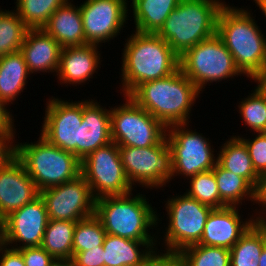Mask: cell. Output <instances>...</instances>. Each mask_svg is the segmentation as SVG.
I'll list each match as a JSON object with an SVG mask.
<instances>
[{"label":"cell","instance_id":"1","mask_svg":"<svg viewBox=\"0 0 266 266\" xmlns=\"http://www.w3.org/2000/svg\"><path fill=\"white\" fill-rule=\"evenodd\" d=\"M123 44L121 82L123 95L138 85L170 76L180 68V57L154 33L134 31Z\"/></svg>","mask_w":266,"mask_h":266},{"label":"cell","instance_id":"2","mask_svg":"<svg viewBox=\"0 0 266 266\" xmlns=\"http://www.w3.org/2000/svg\"><path fill=\"white\" fill-rule=\"evenodd\" d=\"M248 9L223 5L217 17L216 34L243 76L253 82L266 63V36Z\"/></svg>","mask_w":266,"mask_h":266},{"label":"cell","instance_id":"3","mask_svg":"<svg viewBox=\"0 0 266 266\" xmlns=\"http://www.w3.org/2000/svg\"><path fill=\"white\" fill-rule=\"evenodd\" d=\"M200 94L179 68L168 77L138 85L128 96L167 128L189 124L191 109Z\"/></svg>","mask_w":266,"mask_h":266},{"label":"cell","instance_id":"4","mask_svg":"<svg viewBox=\"0 0 266 266\" xmlns=\"http://www.w3.org/2000/svg\"><path fill=\"white\" fill-rule=\"evenodd\" d=\"M133 193L95 200L94 214L100 219L106 234L137 241H158V235L151 234L149 229L157 230L163 218L149 204L146 195Z\"/></svg>","mask_w":266,"mask_h":266},{"label":"cell","instance_id":"5","mask_svg":"<svg viewBox=\"0 0 266 266\" xmlns=\"http://www.w3.org/2000/svg\"><path fill=\"white\" fill-rule=\"evenodd\" d=\"M224 0H181L156 33L180 57L188 49L216 34Z\"/></svg>","mask_w":266,"mask_h":266},{"label":"cell","instance_id":"6","mask_svg":"<svg viewBox=\"0 0 266 266\" xmlns=\"http://www.w3.org/2000/svg\"><path fill=\"white\" fill-rule=\"evenodd\" d=\"M16 157L39 191L61 185L81 175V161L73 153L50 144L40 134L36 142L17 141Z\"/></svg>","mask_w":266,"mask_h":266},{"label":"cell","instance_id":"7","mask_svg":"<svg viewBox=\"0 0 266 266\" xmlns=\"http://www.w3.org/2000/svg\"><path fill=\"white\" fill-rule=\"evenodd\" d=\"M180 69L203 92L206 84L243 75L222 39L214 36L201 41L180 56Z\"/></svg>","mask_w":266,"mask_h":266},{"label":"cell","instance_id":"8","mask_svg":"<svg viewBox=\"0 0 266 266\" xmlns=\"http://www.w3.org/2000/svg\"><path fill=\"white\" fill-rule=\"evenodd\" d=\"M164 207L167 212L168 223L162 239L164 249L175 250L178 253L185 247L197 244L203 234L206 220L212 207L200 203L198 200L184 194L172 195L166 198Z\"/></svg>","mask_w":266,"mask_h":266},{"label":"cell","instance_id":"9","mask_svg":"<svg viewBox=\"0 0 266 266\" xmlns=\"http://www.w3.org/2000/svg\"><path fill=\"white\" fill-rule=\"evenodd\" d=\"M123 97L125 103L111 106V140L127 147L157 145L166 136L167 128L131 97Z\"/></svg>","mask_w":266,"mask_h":266},{"label":"cell","instance_id":"10","mask_svg":"<svg viewBox=\"0 0 266 266\" xmlns=\"http://www.w3.org/2000/svg\"><path fill=\"white\" fill-rule=\"evenodd\" d=\"M190 124H176L167 127L166 140L171 150L172 176L188 179L198 173L212 170L217 163L213 145ZM212 147V148H211ZM215 155V156H214Z\"/></svg>","mask_w":266,"mask_h":266},{"label":"cell","instance_id":"11","mask_svg":"<svg viewBox=\"0 0 266 266\" xmlns=\"http://www.w3.org/2000/svg\"><path fill=\"white\" fill-rule=\"evenodd\" d=\"M125 174L132 187L160 189L172 181V158L166 137L151 147L119 146Z\"/></svg>","mask_w":266,"mask_h":266},{"label":"cell","instance_id":"12","mask_svg":"<svg viewBox=\"0 0 266 266\" xmlns=\"http://www.w3.org/2000/svg\"><path fill=\"white\" fill-rule=\"evenodd\" d=\"M81 175L90 186L95 200L136 191L125 174L119 146L113 141L81 161Z\"/></svg>","mask_w":266,"mask_h":266},{"label":"cell","instance_id":"13","mask_svg":"<svg viewBox=\"0 0 266 266\" xmlns=\"http://www.w3.org/2000/svg\"><path fill=\"white\" fill-rule=\"evenodd\" d=\"M50 97L40 135L50 144L73 153L78 158V134L82 123L83 100L70 101Z\"/></svg>","mask_w":266,"mask_h":266},{"label":"cell","instance_id":"14","mask_svg":"<svg viewBox=\"0 0 266 266\" xmlns=\"http://www.w3.org/2000/svg\"><path fill=\"white\" fill-rule=\"evenodd\" d=\"M86 44L101 46L128 24V0H85L80 5Z\"/></svg>","mask_w":266,"mask_h":266},{"label":"cell","instance_id":"15","mask_svg":"<svg viewBox=\"0 0 266 266\" xmlns=\"http://www.w3.org/2000/svg\"><path fill=\"white\" fill-rule=\"evenodd\" d=\"M49 219L79 221L95 213V199L82 175L40 191Z\"/></svg>","mask_w":266,"mask_h":266},{"label":"cell","instance_id":"16","mask_svg":"<svg viewBox=\"0 0 266 266\" xmlns=\"http://www.w3.org/2000/svg\"><path fill=\"white\" fill-rule=\"evenodd\" d=\"M48 222L45 203L39 196L5 217L6 246L13 249L41 246Z\"/></svg>","mask_w":266,"mask_h":266},{"label":"cell","instance_id":"17","mask_svg":"<svg viewBox=\"0 0 266 266\" xmlns=\"http://www.w3.org/2000/svg\"><path fill=\"white\" fill-rule=\"evenodd\" d=\"M239 212V207L234 206L213 208L207 217L202 237L197 244L230 250L256 221L253 213L250 218L243 221V215Z\"/></svg>","mask_w":266,"mask_h":266},{"label":"cell","instance_id":"18","mask_svg":"<svg viewBox=\"0 0 266 266\" xmlns=\"http://www.w3.org/2000/svg\"><path fill=\"white\" fill-rule=\"evenodd\" d=\"M39 196L40 191L16 156L0 167L1 217L5 218Z\"/></svg>","mask_w":266,"mask_h":266},{"label":"cell","instance_id":"19","mask_svg":"<svg viewBox=\"0 0 266 266\" xmlns=\"http://www.w3.org/2000/svg\"><path fill=\"white\" fill-rule=\"evenodd\" d=\"M100 47L94 44L62 48L57 74L59 84L84 85L101 68ZM97 70V71H96Z\"/></svg>","mask_w":266,"mask_h":266},{"label":"cell","instance_id":"20","mask_svg":"<svg viewBox=\"0 0 266 266\" xmlns=\"http://www.w3.org/2000/svg\"><path fill=\"white\" fill-rule=\"evenodd\" d=\"M94 98L83 100L82 123L78 134V159L82 161L99 147L112 142L110 112Z\"/></svg>","mask_w":266,"mask_h":266},{"label":"cell","instance_id":"21","mask_svg":"<svg viewBox=\"0 0 266 266\" xmlns=\"http://www.w3.org/2000/svg\"><path fill=\"white\" fill-rule=\"evenodd\" d=\"M61 50L60 44L43 28L28 29L20 48L30 74H57Z\"/></svg>","mask_w":266,"mask_h":266},{"label":"cell","instance_id":"22","mask_svg":"<svg viewBox=\"0 0 266 266\" xmlns=\"http://www.w3.org/2000/svg\"><path fill=\"white\" fill-rule=\"evenodd\" d=\"M71 1L61 5L43 27L62 48L86 45L80 6Z\"/></svg>","mask_w":266,"mask_h":266},{"label":"cell","instance_id":"23","mask_svg":"<svg viewBox=\"0 0 266 266\" xmlns=\"http://www.w3.org/2000/svg\"><path fill=\"white\" fill-rule=\"evenodd\" d=\"M157 243L160 245L158 241H137L106 234L103 240L105 266H136Z\"/></svg>","mask_w":266,"mask_h":266},{"label":"cell","instance_id":"24","mask_svg":"<svg viewBox=\"0 0 266 266\" xmlns=\"http://www.w3.org/2000/svg\"><path fill=\"white\" fill-rule=\"evenodd\" d=\"M30 75L20 51L0 56V99L7 106L22 95Z\"/></svg>","mask_w":266,"mask_h":266},{"label":"cell","instance_id":"25","mask_svg":"<svg viewBox=\"0 0 266 266\" xmlns=\"http://www.w3.org/2000/svg\"><path fill=\"white\" fill-rule=\"evenodd\" d=\"M217 153V163L225 170L246 178L258 191L262 178L253 168L245 143L236 135L228 137Z\"/></svg>","mask_w":266,"mask_h":266},{"label":"cell","instance_id":"26","mask_svg":"<svg viewBox=\"0 0 266 266\" xmlns=\"http://www.w3.org/2000/svg\"><path fill=\"white\" fill-rule=\"evenodd\" d=\"M181 0H130L134 31L156 34Z\"/></svg>","mask_w":266,"mask_h":266},{"label":"cell","instance_id":"27","mask_svg":"<svg viewBox=\"0 0 266 266\" xmlns=\"http://www.w3.org/2000/svg\"><path fill=\"white\" fill-rule=\"evenodd\" d=\"M212 170L221 198V208L225 206L241 208L246 199L253 202V205L258 204V190L246 178L223 169L218 163Z\"/></svg>","mask_w":266,"mask_h":266},{"label":"cell","instance_id":"28","mask_svg":"<svg viewBox=\"0 0 266 266\" xmlns=\"http://www.w3.org/2000/svg\"><path fill=\"white\" fill-rule=\"evenodd\" d=\"M266 244V225L255 221L230 249V266H259Z\"/></svg>","mask_w":266,"mask_h":266},{"label":"cell","instance_id":"29","mask_svg":"<svg viewBox=\"0 0 266 266\" xmlns=\"http://www.w3.org/2000/svg\"><path fill=\"white\" fill-rule=\"evenodd\" d=\"M75 221L49 219L43 235L41 247L54 259L73 257V234Z\"/></svg>","mask_w":266,"mask_h":266},{"label":"cell","instance_id":"30","mask_svg":"<svg viewBox=\"0 0 266 266\" xmlns=\"http://www.w3.org/2000/svg\"><path fill=\"white\" fill-rule=\"evenodd\" d=\"M180 266H230V250L193 244L178 253Z\"/></svg>","mask_w":266,"mask_h":266},{"label":"cell","instance_id":"31","mask_svg":"<svg viewBox=\"0 0 266 266\" xmlns=\"http://www.w3.org/2000/svg\"><path fill=\"white\" fill-rule=\"evenodd\" d=\"M28 29L15 10L0 7V56L20 51Z\"/></svg>","mask_w":266,"mask_h":266},{"label":"cell","instance_id":"32","mask_svg":"<svg viewBox=\"0 0 266 266\" xmlns=\"http://www.w3.org/2000/svg\"><path fill=\"white\" fill-rule=\"evenodd\" d=\"M251 92L238 104L239 116L242 124L250 128V132H266V91L256 85Z\"/></svg>","mask_w":266,"mask_h":266},{"label":"cell","instance_id":"33","mask_svg":"<svg viewBox=\"0 0 266 266\" xmlns=\"http://www.w3.org/2000/svg\"><path fill=\"white\" fill-rule=\"evenodd\" d=\"M68 0H16L15 11L29 29H41Z\"/></svg>","mask_w":266,"mask_h":266},{"label":"cell","instance_id":"34","mask_svg":"<svg viewBox=\"0 0 266 266\" xmlns=\"http://www.w3.org/2000/svg\"><path fill=\"white\" fill-rule=\"evenodd\" d=\"M105 235L106 231L95 214L77 221L73 234V256L78 252L103 246Z\"/></svg>","mask_w":266,"mask_h":266},{"label":"cell","instance_id":"35","mask_svg":"<svg viewBox=\"0 0 266 266\" xmlns=\"http://www.w3.org/2000/svg\"><path fill=\"white\" fill-rule=\"evenodd\" d=\"M189 188L185 194L212 208H221V198L213 170L188 178Z\"/></svg>","mask_w":266,"mask_h":266},{"label":"cell","instance_id":"36","mask_svg":"<svg viewBox=\"0 0 266 266\" xmlns=\"http://www.w3.org/2000/svg\"><path fill=\"white\" fill-rule=\"evenodd\" d=\"M255 134V135H253ZM253 138L239 137L246 145L256 173L263 179L266 176V132L253 133ZM255 136V137H254Z\"/></svg>","mask_w":266,"mask_h":266},{"label":"cell","instance_id":"37","mask_svg":"<svg viewBox=\"0 0 266 266\" xmlns=\"http://www.w3.org/2000/svg\"><path fill=\"white\" fill-rule=\"evenodd\" d=\"M157 250V246L153 247L145 259L136 266H180L177 251L167 248L161 252Z\"/></svg>","mask_w":266,"mask_h":266},{"label":"cell","instance_id":"38","mask_svg":"<svg viewBox=\"0 0 266 266\" xmlns=\"http://www.w3.org/2000/svg\"><path fill=\"white\" fill-rule=\"evenodd\" d=\"M25 263V266H49L54 258L41 246L26 247L18 249Z\"/></svg>","mask_w":266,"mask_h":266},{"label":"cell","instance_id":"39","mask_svg":"<svg viewBox=\"0 0 266 266\" xmlns=\"http://www.w3.org/2000/svg\"><path fill=\"white\" fill-rule=\"evenodd\" d=\"M72 259L76 266H105L103 246L78 252Z\"/></svg>","mask_w":266,"mask_h":266},{"label":"cell","instance_id":"40","mask_svg":"<svg viewBox=\"0 0 266 266\" xmlns=\"http://www.w3.org/2000/svg\"><path fill=\"white\" fill-rule=\"evenodd\" d=\"M15 131H0V167L16 156Z\"/></svg>","mask_w":266,"mask_h":266},{"label":"cell","instance_id":"41","mask_svg":"<svg viewBox=\"0 0 266 266\" xmlns=\"http://www.w3.org/2000/svg\"><path fill=\"white\" fill-rule=\"evenodd\" d=\"M0 254L2 255H0V266H25L23 256L18 249L5 246Z\"/></svg>","mask_w":266,"mask_h":266},{"label":"cell","instance_id":"42","mask_svg":"<svg viewBox=\"0 0 266 266\" xmlns=\"http://www.w3.org/2000/svg\"><path fill=\"white\" fill-rule=\"evenodd\" d=\"M14 122L9 107L0 99V131H16Z\"/></svg>","mask_w":266,"mask_h":266},{"label":"cell","instance_id":"43","mask_svg":"<svg viewBox=\"0 0 266 266\" xmlns=\"http://www.w3.org/2000/svg\"><path fill=\"white\" fill-rule=\"evenodd\" d=\"M258 205L260 206V211L256 207L254 212L255 216H257L256 220L264 222L266 220V176L262 179V185L258 191Z\"/></svg>","mask_w":266,"mask_h":266},{"label":"cell","instance_id":"44","mask_svg":"<svg viewBox=\"0 0 266 266\" xmlns=\"http://www.w3.org/2000/svg\"><path fill=\"white\" fill-rule=\"evenodd\" d=\"M6 246L5 239V218L0 216V252Z\"/></svg>","mask_w":266,"mask_h":266},{"label":"cell","instance_id":"45","mask_svg":"<svg viewBox=\"0 0 266 266\" xmlns=\"http://www.w3.org/2000/svg\"><path fill=\"white\" fill-rule=\"evenodd\" d=\"M49 266H76L73 259H54Z\"/></svg>","mask_w":266,"mask_h":266},{"label":"cell","instance_id":"46","mask_svg":"<svg viewBox=\"0 0 266 266\" xmlns=\"http://www.w3.org/2000/svg\"><path fill=\"white\" fill-rule=\"evenodd\" d=\"M266 91V63L262 73L253 81Z\"/></svg>","mask_w":266,"mask_h":266},{"label":"cell","instance_id":"47","mask_svg":"<svg viewBox=\"0 0 266 266\" xmlns=\"http://www.w3.org/2000/svg\"><path fill=\"white\" fill-rule=\"evenodd\" d=\"M256 4L257 7H259L261 13H263L262 15H264V17H266V0H253Z\"/></svg>","mask_w":266,"mask_h":266},{"label":"cell","instance_id":"48","mask_svg":"<svg viewBox=\"0 0 266 266\" xmlns=\"http://www.w3.org/2000/svg\"><path fill=\"white\" fill-rule=\"evenodd\" d=\"M259 266H266V244L263 247L261 256L259 258Z\"/></svg>","mask_w":266,"mask_h":266}]
</instances>
